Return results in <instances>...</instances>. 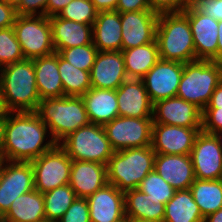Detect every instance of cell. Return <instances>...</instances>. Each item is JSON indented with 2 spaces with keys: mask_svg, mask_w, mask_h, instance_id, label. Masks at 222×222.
<instances>
[{
  "mask_svg": "<svg viewBox=\"0 0 222 222\" xmlns=\"http://www.w3.org/2000/svg\"><path fill=\"white\" fill-rule=\"evenodd\" d=\"M48 131L36 112H11L6 117L2 160L32 162L40 157L57 144L52 139L44 143Z\"/></svg>",
  "mask_w": 222,
  "mask_h": 222,
  "instance_id": "1",
  "label": "cell"
},
{
  "mask_svg": "<svg viewBox=\"0 0 222 222\" xmlns=\"http://www.w3.org/2000/svg\"><path fill=\"white\" fill-rule=\"evenodd\" d=\"M0 86L11 112H36L41 99L33 59H24L1 67Z\"/></svg>",
  "mask_w": 222,
  "mask_h": 222,
  "instance_id": "2",
  "label": "cell"
},
{
  "mask_svg": "<svg viewBox=\"0 0 222 222\" xmlns=\"http://www.w3.org/2000/svg\"><path fill=\"white\" fill-rule=\"evenodd\" d=\"M36 113L48 127L51 139L57 144L70 133L90 123L81 96L40 100Z\"/></svg>",
  "mask_w": 222,
  "mask_h": 222,
  "instance_id": "3",
  "label": "cell"
},
{
  "mask_svg": "<svg viewBox=\"0 0 222 222\" xmlns=\"http://www.w3.org/2000/svg\"><path fill=\"white\" fill-rule=\"evenodd\" d=\"M155 39L160 59L184 64L196 60L191 27L183 12L159 14Z\"/></svg>",
  "mask_w": 222,
  "mask_h": 222,
  "instance_id": "4",
  "label": "cell"
},
{
  "mask_svg": "<svg viewBox=\"0 0 222 222\" xmlns=\"http://www.w3.org/2000/svg\"><path fill=\"white\" fill-rule=\"evenodd\" d=\"M155 155L151 145L115 151L106 165L108 183L123 192L137 189L154 170Z\"/></svg>",
  "mask_w": 222,
  "mask_h": 222,
  "instance_id": "5",
  "label": "cell"
},
{
  "mask_svg": "<svg viewBox=\"0 0 222 222\" xmlns=\"http://www.w3.org/2000/svg\"><path fill=\"white\" fill-rule=\"evenodd\" d=\"M221 81V63L211 60L187 62L184 64L176 96L196 105L203 111Z\"/></svg>",
  "mask_w": 222,
  "mask_h": 222,
  "instance_id": "6",
  "label": "cell"
},
{
  "mask_svg": "<svg viewBox=\"0 0 222 222\" xmlns=\"http://www.w3.org/2000/svg\"><path fill=\"white\" fill-rule=\"evenodd\" d=\"M58 145L72 160L107 165L114 150L102 125L89 123L66 136Z\"/></svg>",
  "mask_w": 222,
  "mask_h": 222,
  "instance_id": "7",
  "label": "cell"
},
{
  "mask_svg": "<svg viewBox=\"0 0 222 222\" xmlns=\"http://www.w3.org/2000/svg\"><path fill=\"white\" fill-rule=\"evenodd\" d=\"M13 28L25 59L47 56L55 52L49 17L17 15Z\"/></svg>",
  "mask_w": 222,
  "mask_h": 222,
  "instance_id": "8",
  "label": "cell"
},
{
  "mask_svg": "<svg viewBox=\"0 0 222 222\" xmlns=\"http://www.w3.org/2000/svg\"><path fill=\"white\" fill-rule=\"evenodd\" d=\"M72 159L56 144L31 162L35 189L41 193L69 184Z\"/></svg>",
  "mask_w": 222,
  "mask_h": 222,
  "instance_id": "9",
  "label": "cell"
},
{
  "mask_svg": "<svg viewBox=\"0 0 222 222\" xmlns=\"http://www.w3.org/2000/svg\"><path fill=\"white\" fill-rule=\"evenodd\" d=\"M153 123L152 118L118 116L103 127L111 147L119 151L150 146Z\"/></svg>",
  "mask_w": 222,
  "mask_h": 222,
  "instance_id": "10",
  "label": "cell"
},
{
  "mask_svg": "<svg viewBox=\"0 0 222 222\" xmlns=\"http://www.w3.org/2000/svg\"><path fill=\"white\" fill-rule=\"evenodd\" d=\"M35 189L31 162L0 161V218L11 203L24 193Z\"/></svg>",
  "mask_w": 222,
  "mask_h": 222,
  "instance_id": "11",
  "label": "cell"
},
{
  "mask_svg": "<svg viewBox=\"0 0 222 222\" xmlns=\"http://www.w3.org/2000/svg\"><path fill=\"white\" fill-rule=\"evenodd\" d=\"M195 179L218 180L222 177V148L214 134H197L190 154Z\"/></svg>",
  "mask_w": 222,
  "mask_h": 222,
  "instance_id": "12",
  "label": "cell"
},
{
  "mask_svg": "<svg viewBox=\"0 0 222 222\" xmlns=\"http://www.w3.org/2000/svg\"><path fill=\"white\" fill-rule=\"evenodd\" d=\"M184 70V63L159 59L142 78L151 102L175 97Z\"/></svg>",
  "mask_w": 222,
  "mask_h": 222,
  "instance_id": "13",
  "label": "cell"
},
{
  "mask_svg": "<svg viewBox=\"0 0 222 222\" xmlns=\"http://www.w3.org/2000/svg\"><path fill=\"white\" fill-rule=\"evenodd\" d=\"M201 130L153 123L151 147L156 154L190 155Z\"/></svg>",
  "mask_w": 222,
  "mask_h": 222,
  "instance_id": "14",
  "label": "cell"
},
{
  "mask_svg": "<svg viewBox=\"0 0 222 222\" xmlns=\"http://www.w3.org/2000/svg\"><path fill=\"white\" fill-rule=\"evenodd\" d=\"M183 13L191 27L196 60L217 62L218 21L198 11L192 4Z\"/></svg>",
  "mask_w": 222,
  "mask_h": 222,
  "instance_id": "15",
  "label": "cell"
},
{
  "mask_svg": "<svg viewBox=\"0 0 222 222\" xmlns=\"http://www.w3.org/2000/svg\"><path fill=\"white\" fill-rule=\"evenodd\" d=\"M158 17L152 10L120 13L122 50L153 42Z\"/></svg>",
  "mask_w": 222,
  "mask_h": 222,
  "instance_id": "16",
  "label": "cell"
},
{
  "mask_svg": "<svg viewBox=\"0 0 222 222\" xmlns=\"http://www.w3.org/2000/svg\"><path fill=\"white\" fill-rule=\"evenodd\" d=\"M202 110L180 97L162 99L153 104L154 123L186 128H202Z\"/></svg>",
  "mask_w": 222,
  "mask_h": 222,
  "instance_id": "17",
  "label": "cell"
},
{
  "mask_svg": "<svg viewBox=\"0 0 222 222\" xmlns=\"http://www.w3.org/2000/svg\"><path fill=\"white\" fill-rule=\"evenodd\" d=\"M86 200L90 222L125 221L124 192L116 186L107 183Z\"/></svg>",
  "mask_w": 222,
  "mask_h": 222,
  "instance_id": "18",
  "label": "cell"
},
{
  "mask_svg": "<svg viewBox=\"0 0 222 222\" xmlns=\"http://www.w3.org/2000/svg\"><path fill=\"white\" fill-rule=\"evenodd\" d=\"M91 88L116 90L126 79L121 51H99L90 72Z\"/></svg>",
  "mask_w": 222,
  "mask_h": 222,
  "instance_id": "19",
  "label": "cell"
},
{
  "mask_svg": "<svg viewBox=\"0 0 222 222\" xmlns=\"http://www.w3.org/2000/svg\"><path fill=\"white\" fill-rule=\"evenodd\" d=\"M119 116L152 118L153 103L142 79L128 78L117 89Z\"/></svg>",
  "mask_w": 222,
  "mask_h": 222,
  "instance_id": "20",
  "label": "cell"
},
{
  "mask_svg": "<svg viewBox=\"0 0 222 222\" xmlns=\"http://www.w3.org/2000/svg\"><path fill=\"white\" fill-rule=\"evenodd\" d=\"M154 170L175 190H187L195 181L190 155L156 154Z\"/></svg>",
  "mask_w": 222,
  "mask_h": 222,
  "instance_id": "21",
  "label": "cell"
},
{
  "mask_svg": "<svg viewBox=\"0 0 222 222\" xmlns=\"http://www.w3.org/2000/svg\"><path fill=\"white\" fill-rule=\"evenodd\" d=\"M107 183L106 165L72 160L69 185L76 193L77 198H88Z\"/></svg>",
  "mask_w": 222,
  "mask_h": 222,
  "instance_id": "22",
  "label": "cell"
},
{
  "mask_svg": "<svg viewBox=\"0 0 222 222\" xmlns=\"http://www.w3.org/2000/svg\"><path fill=\"white\" fill-rule=\"evenodd\" d=\"M52 30V41L55 52L93 43L92 25L60 18L49 17Z\"/></svg>",
  "mask_w": 222,
  "mask_h": 222,
  "instance_id": "23",
  "label": "cell"
},
{
  "mask_svg": "<svg viewBox=\"0 0 222 222\" xmlns=\"http://www.w3.org/2000/svg\"><path fill=\"white\" fill-rule=\"evenodd\" d=\"M81 98L90 123L104 126L119 116L116 90L90 88Z\"/></svg>",
  "mask_w": 222,
  "mask_h": 222,
  "instance_id": "24",
  "label": "cell"
},
{
  "mask_svg": "<svg viewBox=\"0 0 222 222\" xmlns=\"http://www.w3.org/2000/svg\"><path fill=\"white\" fill-rule=\"evenodd\" d=\"M92 36L98 51H122L120 12H98L92 25Z\"/></svg>",
  "mask_w": 222,
  "mask_h": 222,
  "instance_id": "25",
  "label": "cell"
},
{
  "mask_svg": "<svg viewBox=\"0 0 222 222\" xmlns=\"http://www.w3.org/2000/svg\"><path fill=\"white\" fill-rule=\"evenodd\" d=\"M33 64L40 99L63 97L64 89L58 70V53L34 58Z\"/></svg>",
  "mask_w": 222,
  "mask_h": 222,
  "instance_id": "26",
  "label": "cell"
},
{
  "mask_svg": "<svg viewBox=\"0 0 222 222\" xmlns=\"http://www.w3.org/2000/svg\"><path fill=\"white\" fill-rule=\"evenodd\" d=\"M1 219L4 222H46L43 193L34 189L18 196Z\"/></svg>",
  "mask_w": 222,
  "mask_h": 222,
  "instance_id": "27",
  "label": "cell"
},
{
  "mask_svg": "<svg viewBox=\"0 0 222 222\" xmlns=\"http://www.w3.org/2000/svg\"><path fill=\"white\" fill-rule=\"evenodd\" d=\"M128 78L142 79L160 59L156 39L146 45L121 51Z\"/></svg>",
  "mask_w": 222,
  "mask_h": 222,
  "instance_id": "28",
  "label": "cell"
},
{
  "mask_svg": "<svg viewBox=\"0 0 222 222\" xmlns=\"http://www.w3.org/2000/svg\"><path fill=\"white\" fill-rule=\"evenodd\" d=\"M125 218H138L153 222H163L165 204L155 203L139 189L124 192Z\"/></svg>",
  "mask_w": 222,
  "mask_h": 222,
  "instance_id": "29",
  "label": "cell"
},
{
  "mask_svg": "<svg viewBox=\"0 0 222 222\" xmlns=\"http://www.w3.org/2000/svg\"><path fill=\"white\" fill-rule=\"evenodd\" d=\"M163 222H204L189 189L176 190L174 196L165 204Z\"/></svg>",
  "mask_w": 222,
  "mask_h": 222,
  "instance_id": "30",
  "label": "cell"
},
{
  "mask_svg": "<svg viewBox=\"0 0 222 222\" xmlns=\"http://www.w3.org/2000/svg\"><path fill=\"white\" fill-rule=\"evenodd\" d=\"M189 190L203 218L222 208V179H195Z\"/></svg>",
  "mask_w": 222,
  "mask_h": 222,
  "instance_id": "31",
  "label": "cell"
},
{
  "mask_svg": "<svg viewBox=\"0 0 222 222\" xmlns=\"http://www.w3.org/2000/svg\"><path fill=\"white\" fill-rule=\"evenodd\" d=\"M58 70L64 96H82L91 88L90 72L74 67L59 54Z\"/></svg>",
  "mask_w": 222,
  "mask_h": 222,
  "instance_id": "32",
  "label": "cell"
},
{
  "mask_svg": "<svg viewBox=\"0 0 222 222\" xmlns=\"http://www.w3.org/2000/svg\"><path fill=\"white\" fill-rule=\"evenodd\" d=\"M46 222H57L77 198L69 184L43 193Z\"/></svg>",
  "mask_w": 222,
  "mask_h": 222,
  "instance_id": "33",
  "label": "cell"
},
{
  "mask_svg": "<svg viewBox=\"0 0 222 222\" xmlns=\"http://www.w3.org/2000/svg\"><path fill=\"white\" fill-rule=\"evenodd\" d=\"M137 189L147 194L152 202L162 204H166L176 192L155 170L147 174Z\"/></svg>",
  "mask_w": 222,
  "mask_h": 222,
  "instance_id": "34",
  "label": "cell"
},
{
  "mask_svg": "<svg viewBox=\"0 0 222 222\" xmlns=\"http://www.w3.org/2000/svg\"><path fill=\"white\" fill-rule=\"evenodd\" d=\"M94 44L76 46L62 49L58 54L71 65L84 71L91 72L92 66L98 54Z\"/></svg>",
  "mask_w": 222,
  "mask_h": 222,
  "instance_id": "35",
  "label": "cell"
},
{
  "mask_svg": "<svg viewBox=\"0 0 222 222\" xmlns=\"http://www.w3.org/2000/svg\"><path fill=\"white\" fill-rule=\"evenodd\" d=\"M24 59L13 26L0 29V68Z\"/></svg>",
  "mask_w": 222,
  "mask_h": 222,
  "instance_id": "36",
  "label": "cell"
},
{
  "mask_svg": "<svg viewBox=\"0 0 222 222\" xmlns=\"http://www.w3.org/2000/svg\"><path fill=\"white\" fill-rule=\"evenodd\" d=\"M97 14L98 11L91 0H72L57 16L78 23L93 25Z\"/></svg>",
  "mask_w": 222,
  "mask_h": 222,
  "instance_id": "37",
  "label": "cell"
},
{
  "mask_svg": "<svg viewBox=\"0 0 222 222\" xmlns=\"http://www.w3.org/2000/svg\"><path fill=\"white\" fill-rule=\"evenodd\" d=\"M57 222H90L89 206L86 198H76Z\"/></svg>",
  "mask_w": 222,
  "mask_h": 222,
  "instance_id": "38",
  "label": "cell"
},
{
  "mask_svg": "<svg viewBox=\"0 0 222 222\" xmlns=\"http://www.w3.org/2000/svg\"><path fill=\"white\" fill-rule=\"evenodd\" d=\"M193 0H150L151 10L157 14L185 11Z\"/></svg>",
  "mask_w": 222,
  "mask_h": 222,
  "instance_id": "39",
  "label": "cell"
},
{
  "mask_svg": "<svg viewBox=\"0 0 222 222\" xmlns=\"http://www.w3.org/2000/svg\"><path fill=\"white\" fill-rule=\"evenodd\" d=\"M222 130V108H205L202 112V131L214 134Z\"/></svg>",
  "mask_w": 222,
  "mask_h": 222,
  "instance_id": "40",
  "label": "cell"
},
{
  "mask_svg": "<svg viewBox=\"0 0 222 222\" xmlns=\"http://www.w3.org/2000/svg\"><path fill=\"white\" fill-rule=\"evenodd\" d=\"M192 5L216 21H222V0H193Z\"/></svg>",
  "mask_w": 222,
  "mask_h": 222,
  "instance_id": "41",
  "label": "cell"
},
{
  "mask_svg": "<svg viewBox=\"0 0 222 222\" xmlns=\"http://www.w3.org/2000/svg\"><path fill=\"white\" fill-rule=\"evenodd\" d=\"M48 0H22L16 9L17 15H41L46 16ZM40 8L41 11H38ZM38 11V12H37Z\"/></svg>",
  "mask_w": 222,
  "mask_h": 222,
  "instance_id": "42",
  "label": "cell"
},
{
  "mask_svg": "<svg viewBox=\"0 0 222 222\" xmlns=\"http://www.w3.org/2000/svg\"><path fill=\"white\" fill-rule=\"evenodd\" d=\"M151 10L150 0H118L116 11L120 13Z\"/></svg>",
  "mask_w": 222,
  "mask_h": 222,
  "instance_id": "43",
  "label": "cell"
},
{
  "mask_svg": "<svg viewBox=\"0 0 222 222\" xmlns=\"http://www.w3.org/2000/svg\"><path fill=\"white\" fill-rule=\"evenodd\" d=\"M16 16V10L5 0H0V29L12 27Z\"/></svg>",
  "mask_w": 222,
  "mask_h": 222,
  "instance_id": "44",
  "label": "cell"
},
{
  "mask_svg": "<svg viewBox=\"0 0 222 222\" xmlns=\"http://www.w3.org/2000/svg\"><path fill=\"white\" fill-rule=\"evenodd\" d=\"M72 0H48L46 16L58 15Z\"/></svg>",
  "mask_w": 222,
  "mask_h": 222,
  "instance_id": "45",
  "label": "cell"
},
{
  "mask_svg": "<svg viewBox=\"0 0 222 222\" xmlns=\"http://www.w3.org/2000/svg\"><path fill=\"white\" fill-rule=\"evenodd\" d=\"M98 12L116 10L118 0H91Z\"/></svg>",
  "mask_w": 222,
  "mask_h": 222,
  "instance_id": "46",
  "label": "cell"
},
{
  "mask_svg": "<svg viewBox=\"0 0 222 222\" xmlns=\"http://www.w3.org/2000/svg\"><path fill=\"white\" fill-rule=\"evenodd\" d=\"M205 108H222V81L213 91L210 101Z\"/></svg>",
  "mask_w": 222,
  "mask_h": 222,
  "instance_id": "47",
  "label": "cell"
},
{
  "mask_svg": "<svg viewBox=\"0 0 222 222\" xmlns=\"http://www.w3.org/2000/svg\"><path fill=\"white\" fill-rule=\"evenodd\" d=\"M217 63L222 64V21H218Z\"/></svg>",
  "mask_w": 222,
  "mask_h": 222,
  "instance_id": "48",
  "label": "cell"
},
{
  "mask_svg": "<svg viewBox=\"0 0 222 222\" xmlns=\"http://www.w3.org/2000/svg\"><path fill=\"white\" fill-rule=\"evenodd\" d=\"M5 127H6V117L0 118V158L2 160V151L5 143Z\"/></svg>",
  "mask_w": 222,
  "mask_h": 222,
  "instance_id": "49",
  "label": "cell"
},
{
  "mask_svg": "<svg viewBox=\"0 0 222 222\" xmlns=\"http://www.w3.org/2000/svg\"><path fill=\"white\" fill-rule=\"evenodd\" d=\"M10 113H11V111L7 107L5 97L3 95V91L0 86V118L7 117Z\"/></svg>",
  "mask_w": 222,
  "mask_h": 222,
  "instance_id": "50",
  "label": "cell"
},
{
  "mask_svg": "<svg viewBox=\"0 0 222 222\" xmlns=\"http://www.w3.org/2000/svg\"><path fill=\"white\" fill-rule=\"evenodd\" d=\"M204 222H222V208L204 218Z\"/></svg>",
  "mask_w": 222,
  "mask_h": 222,
  "instance_id": "51",
  "label": "cell"
},
{
  "mask_svg": "<svg viewBox=\"0 0 222 222\" xmlns=\"http://www.w3.org/2000/svg\"><path fill=\"white\" fill-rule=\"evenodd\" d=\"M15 10L21 5L22 0H5Z\"/></svg>",
  "mask_w": 222,
  "mask_h": 222,
  "instance_id": "52",
  "label": "cell"
},
{
  "mask_svg": "<svg viewBox=\"0 0 222 222\" xmlns=\"http://www.w3.org/2000/svg\"><path fill=\"white\" fill-rule=\"evenodd\" d=\"M214 135L217 138L220 147L222 148V130L215 132Z\"/></svg>",
  "mask_w": 222,
  "mask_h": 222,
  "instance_id": "53",
  "label": "cell"
},
{
  "mask_svg": "<svg viewBox=\"0 0 222 222\" xmlns=\"http://www.w3.org/2000/svg\"><path fill=\"white\" fill-rule=\"evenodd\" d=\"M126 222H153V221H148V220H143V219H138V218H125Z\"/></svg>",
  "mask_w": 222,
  "mask_h": 222,
  "instance_id": "54",
  "label": "cell"
}]
</instances>
